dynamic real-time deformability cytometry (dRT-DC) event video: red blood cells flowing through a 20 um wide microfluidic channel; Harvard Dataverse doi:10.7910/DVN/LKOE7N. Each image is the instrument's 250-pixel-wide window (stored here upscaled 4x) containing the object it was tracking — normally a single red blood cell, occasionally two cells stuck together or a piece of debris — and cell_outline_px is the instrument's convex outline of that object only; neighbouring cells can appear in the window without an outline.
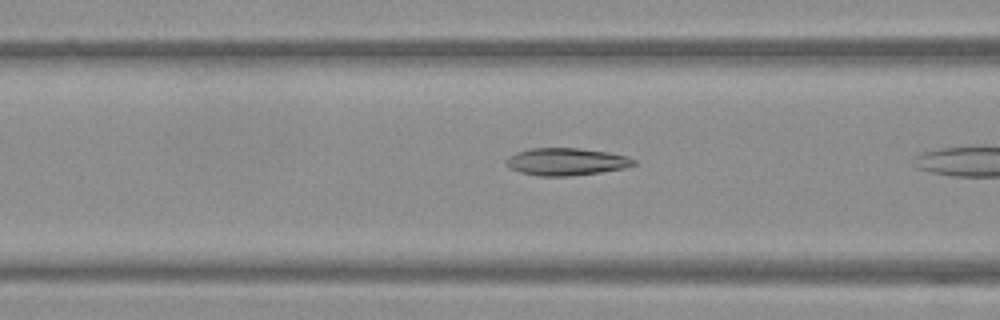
{"species": "Egyptian fruit bat (a non-hibernating species)", "species_latin": "Rousettus aegyptiacus", "temperature_condition": "warm", "stored_images_in_passage": 7, "camera_frame_rate_fps": 3000, "um_per_image_px": 0.085, "frame": {"image": 1, "passage_image": 6, "time_ms": 1.667, "image_size_px": [1000, 320], "cell_outline_px": [[636, 164], [624, 168], [600, 172], [568, 176], [540, 176], [520, 172], [504, 164], [504, 160], [508, 156], [516, 152], [528, 148], [580, 148], [608, 152], [628, 156], [636, 160]], "centroid_in_image_um": [48.11, 13.73], "position_along_channel_um": 118.5, "area_um2": 20.46}}